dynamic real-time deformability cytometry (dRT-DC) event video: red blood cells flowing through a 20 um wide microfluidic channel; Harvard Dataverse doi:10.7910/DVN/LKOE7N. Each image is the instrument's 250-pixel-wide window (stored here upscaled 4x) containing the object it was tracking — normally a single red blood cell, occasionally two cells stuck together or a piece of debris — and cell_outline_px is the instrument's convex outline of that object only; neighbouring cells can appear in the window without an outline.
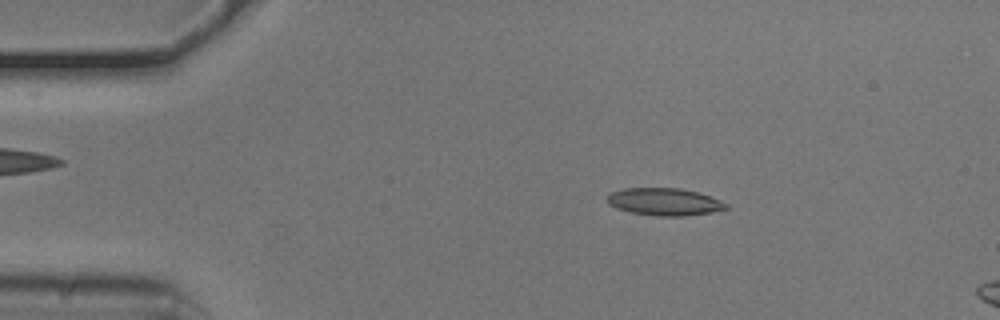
{"species": "common noctule bat (a hibernating species)", "species_latin": "Nyctalus noctula", "temperature_condition": "cold", "stored_images_in_passage": 13, "camera_frame_rate_fps": 3000, "um_per_image_px": 0.085, "animal": {"sex": "male", "body_mass_g": 20.5, "forearm_length_mm": 52.5}, "frame": {"image": 1, "passage_image": 8, "time_ms": 2.333, "image_size_px": [1000, 320], "cell_outline_px": [[728, 208], [712, 212], [684, 216], [660, 216], [632, 212], [616, 208], [608, 204], [604, 200], [608, 192], [624, 188], [680, 188], [696, 192], [708, 196], [728, 204]], "centroid_in_image_um": [56.39, 17.14], "position_along_channel_um": 28.6, "area_um2": 18.96}}